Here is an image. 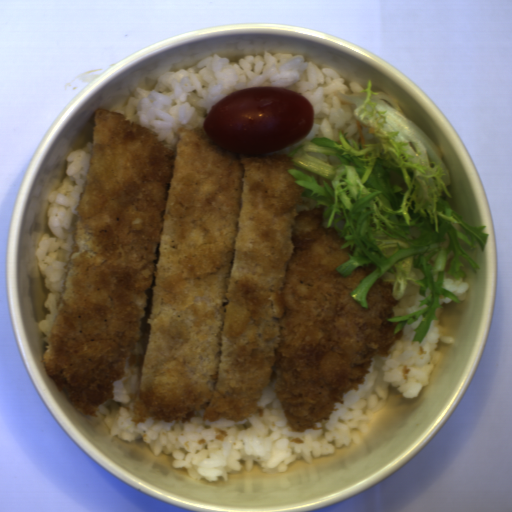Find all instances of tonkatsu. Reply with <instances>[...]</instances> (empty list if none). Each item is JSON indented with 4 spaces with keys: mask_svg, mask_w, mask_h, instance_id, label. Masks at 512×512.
I'll use <instances>...</instances> for the list:
<instances>
[{
    "mask_svg": "<svg viewBox=\"0 0 512 512\" xmlns=\"http://www.w3.org/2000/svg\"><path fill=\"white\" fill-rule=\"evenodd\" d=\"M170 147L123 112L93 108L92 151L43 366L99 417L139 365L132 421L263 417L274 391L293 432L317 430L373 357L390 356L399 301L376 265L337 269L347 241L288 155H244L187 127Z\"/></svg>",
    "mask_w": 512,
    "mask_h": 512,
    "instance_id": "tonkatsu-1",
    "label": "tonkatsu"
}]
</instances>
